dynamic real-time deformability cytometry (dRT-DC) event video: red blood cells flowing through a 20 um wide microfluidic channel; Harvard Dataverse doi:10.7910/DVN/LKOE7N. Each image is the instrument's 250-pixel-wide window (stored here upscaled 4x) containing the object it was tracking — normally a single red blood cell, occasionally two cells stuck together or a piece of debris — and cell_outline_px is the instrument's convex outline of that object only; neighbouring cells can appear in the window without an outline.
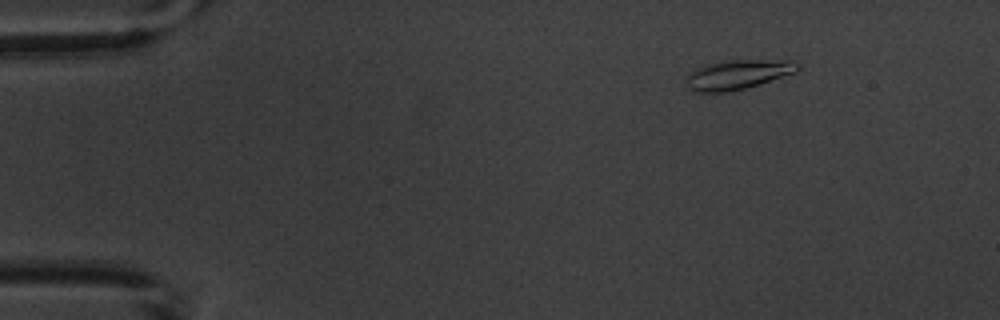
{"species": "common noctule bat (a hibernating species)", "species_latin": "Nyctalus noctula", "temperature_condition": "warm", "stored_images_in_passage": 11, "camera_frame_rate_fps": 3000, "um_per_image_px": 0.085, "animal": {"sex": "male", "body_mass_g": 20.1, "forearm_length_mm": 53.5}, "frame": {"image": 1, "passage_image": 2, "time_ms": 2.0, "image_size_px": [1000, 320], "cell_outline_px": [[800, 68], [796, 72], [760, 84], [728, 92], [692, 92], [688, 88], [688, 76], [696, 68], [708, 64], [732, 60], [792, 60], [800, 64]], "centroid_in_image_um": [62.76, 6.34], "position_along_channel_um": 22.2, "area_um2": 18.96}}
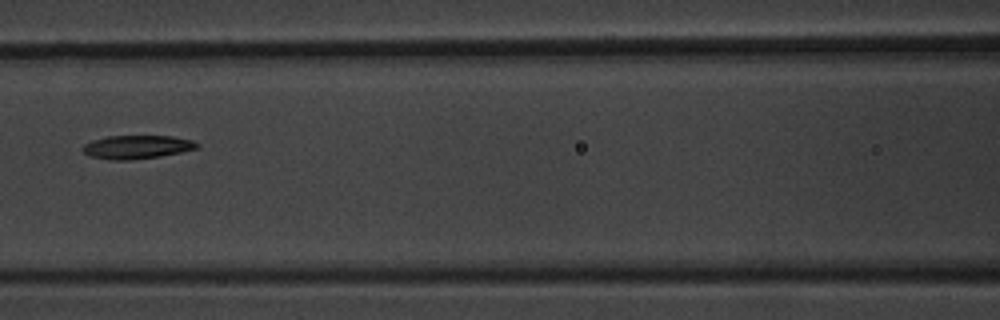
{"frame": {"image": 2, "passage_image": 7, "time_ms": 8.0, "image_size_px": [1000, 320], "cell_outline_px": [[200, 148], [160, 156], [132, 160], [112, 160], [88, 156], [80, 148], [84, 144], [92, 140], [108, 136], [172, 136], [192, 140], [200, 144]], "centroid_in_image_um": [11.63, 12.5], "position_along_channel_um": 155.0, "area_um2": 15.78}}
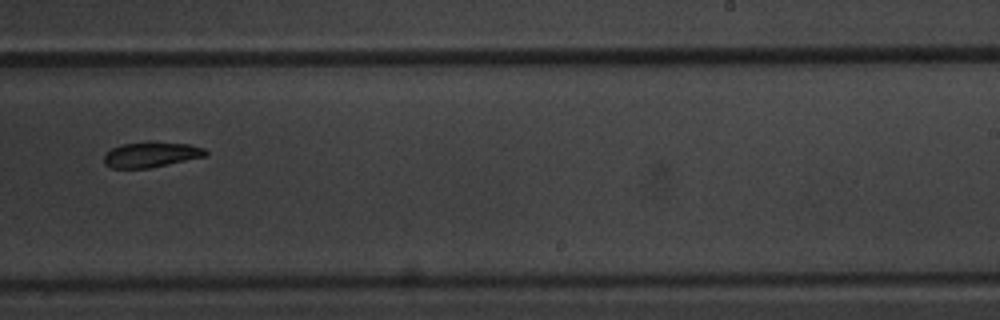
{"frame": {"image": 3, "passage_image": 10, "time_ms": 11.333, "image_size_px": [1000, 320], "cell_outline_px": [[208, 156], [148, 168], [112, 168], [104, 164], [104, 156], [112, 148], [120, 144], [148, 140], [152, 140], [192, 144], [204, 148], [208, 152]], "centroid_in_image_um": [12.88, 13.1], "position_along_channel_um": 276.1, "area_um2": 15.49}}